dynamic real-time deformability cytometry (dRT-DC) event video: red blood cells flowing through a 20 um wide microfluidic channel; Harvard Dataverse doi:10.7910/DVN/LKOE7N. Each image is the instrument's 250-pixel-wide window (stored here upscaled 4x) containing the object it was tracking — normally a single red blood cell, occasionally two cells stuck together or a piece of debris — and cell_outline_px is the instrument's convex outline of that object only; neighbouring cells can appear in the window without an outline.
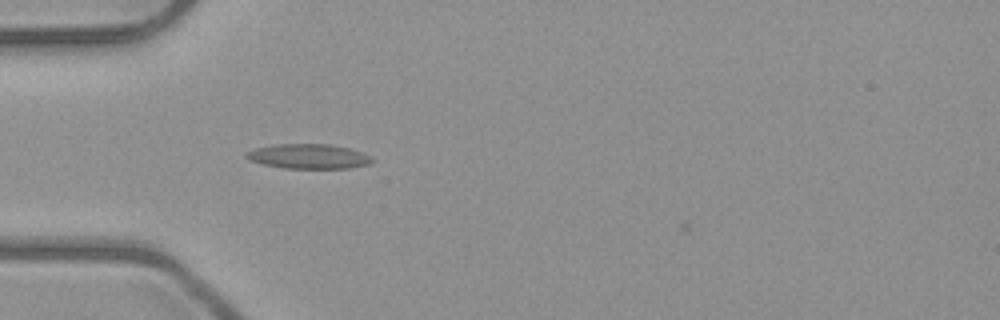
{"species": "common noctule bat (a hibernating species)", "species_latin": "Nyctalus noctula", "temperature_condition": "room temperature", "stored_images_in_passage": 4, "camera_frame_rate_fps": 3000, "um_per_image_px": 0.085, "animal": {"sex": "male", "body_mass_g": 23.1, "forearm_length_mm": 52.7}, "frame": {"image": 1, "passage_image": 4, "time_ms": 3.667, "image_size_px": [1000, 320], "cell_outline_px": [[372, 160], [368, 164], [348, 168], [284, 168], [264, 164], [252, 160], [244, 156], [248, 152], [256, 148], [272, 144], [332, 144], [348, 148], [372, 156]], "centroid_in_image_um": [26.23, 13.28], "position_along_channel_um": 58.8, "area_um2": 17.86}}